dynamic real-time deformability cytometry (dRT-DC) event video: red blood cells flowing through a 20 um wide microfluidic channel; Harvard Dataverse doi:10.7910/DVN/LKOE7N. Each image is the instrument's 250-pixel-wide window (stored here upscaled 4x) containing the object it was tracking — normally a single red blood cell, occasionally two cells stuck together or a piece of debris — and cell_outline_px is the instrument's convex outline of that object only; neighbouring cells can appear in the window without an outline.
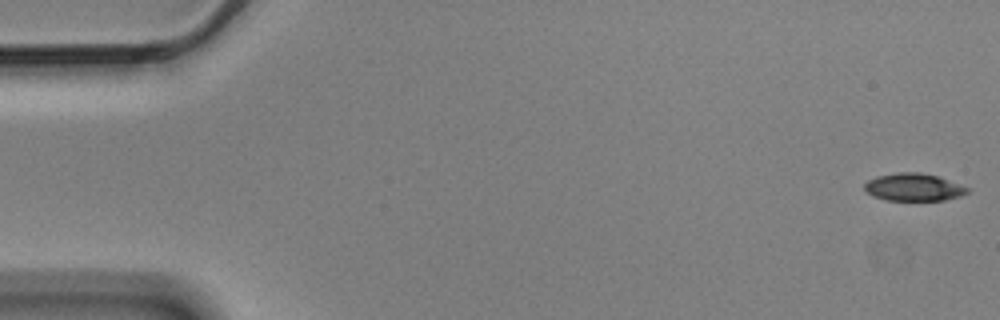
{"species": "Egyptian fruit bat (a non-hibernating species)", "species_latin": "Rousettus aegyptiacus", "temperature_condition": "cold", "stored_images_in_passage": 4, "camera_frame_rate_fps": 3000, "um_per_image_px": 0.085, "animal": {"sex": "male"}, "frame": {"image": 1, "passage_image": 1, "time_ms": 0.0, "image_size_px": [1000, 320], "cell_outline_px": [[972, 188], [968, 192], [960, 196], [944, 200], [884, 200], [872, 196], [864, 188], [864, 184], [868, 180], [876, 176], [896, 172], [920, 172], [936, 176]], "centroid_in_image_um": [77.65, 15.91], "position_along_channel_um": 7.3, "area_um2": 16.59}}
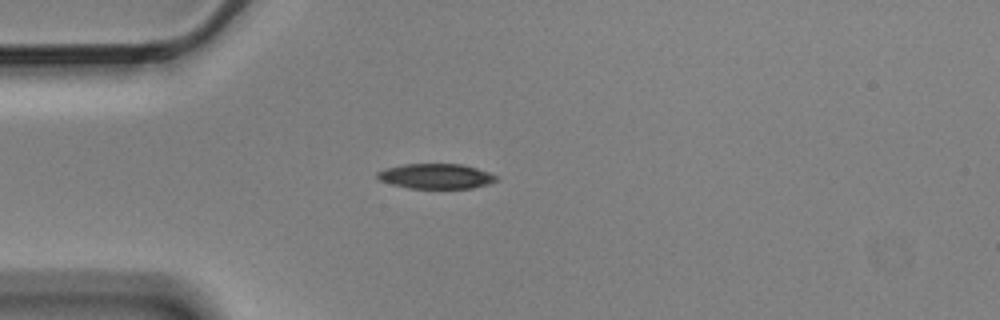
{"frame": {"image": 2, "passage_image": 4, "time_ms": 1.0, "image_size_px": [1000, 320], "cell_outline_px": [[500, 180], [488, 184], [472, 188], [408, 188], [392, 184], [380, 180], [376, 176], [376, 172], [384, 168], [404, 164], [464, 164], [488, 172], [496, 176]], "centroid_in_image_um": [37.05, 14.97], "position_along_channel_um": 47.9, "area_um2": 17.4}}